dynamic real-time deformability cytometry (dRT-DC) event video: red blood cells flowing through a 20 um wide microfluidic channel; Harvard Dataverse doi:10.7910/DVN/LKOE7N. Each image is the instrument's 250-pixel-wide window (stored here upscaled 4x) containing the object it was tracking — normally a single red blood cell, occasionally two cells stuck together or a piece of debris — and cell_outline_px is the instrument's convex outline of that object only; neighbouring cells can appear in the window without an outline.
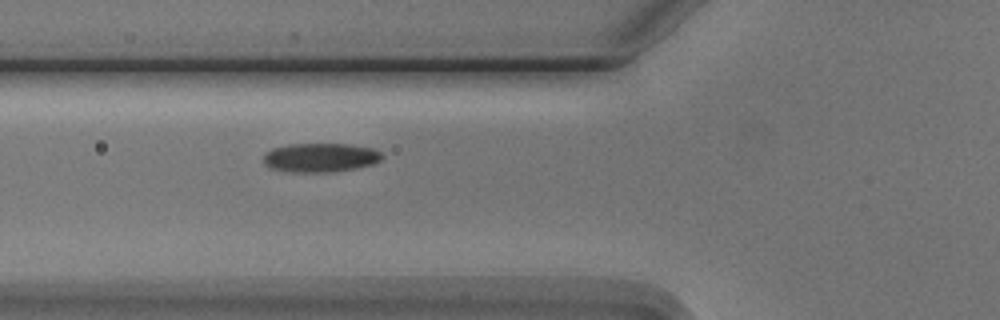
{"species": "Egyptian fruit bat (a non-hibernating species)", "species_latin": "Rousettus aegyptiacus", "temperature_condition": "cold", "stored_images_in_passage": 3, "camera_frame_rate_fps": 3000, "um_per_image_px": 0.085, "animal": {"sex": "male"}, "frame": {"image": 1, "passage_image": 3, "time_ms": 3.333, "image_size_px": [1000, 320], "cell_outline_px": [[384, 156], [380, 160], [372, 164], [356, 168], [332, 172], [288, 172], [272, 168], [264, 164], [264, 156], [272, 148], [288, 144], [348, 144], [372, 148], [380, 152]], "centroid_in_image_um": [27.23, 13.39], "position_along_channel_um": 98.6, "area_um2": 20.0}}